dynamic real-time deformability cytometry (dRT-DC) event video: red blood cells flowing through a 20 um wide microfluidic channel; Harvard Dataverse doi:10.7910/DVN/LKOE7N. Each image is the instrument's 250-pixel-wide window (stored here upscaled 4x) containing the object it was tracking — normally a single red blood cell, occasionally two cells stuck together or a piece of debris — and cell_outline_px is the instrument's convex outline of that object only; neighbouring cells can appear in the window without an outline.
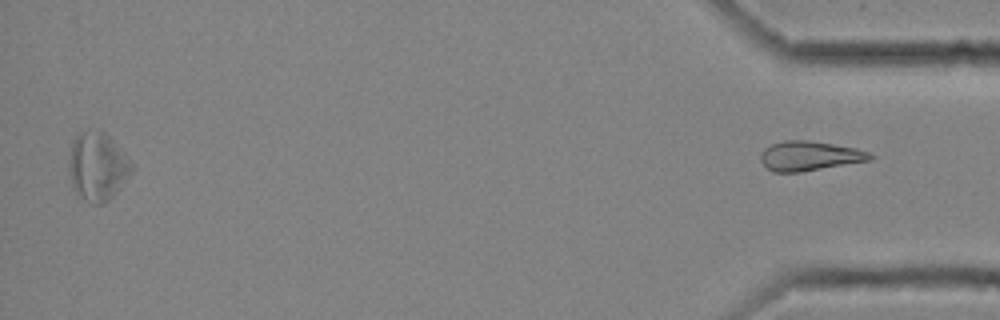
{"species": "common noctule bat (a hibernating species)", "species_latin": "Nyctalus noctula", "temperature_condition": "cold", "stored_images_in_passage": 57, "segment_of_instrument_passage": [2, 2], "camera_frame_rate_fps": 3000, "um_per_image_px": 0.085, "animal": {"sex": "female", "body_mass_g": 25.1}, "frame": {"image": 1, "passage_image": 57, "time_ms": 18.667, "image_size_px": [1000, 320], "cell_outline_px": [[876, 156], [872, 160], [800, 172], [772, 172], [760, 160], [760, 152], [764, 148], [772, 144], [784, 140], [808, 140], [856, 148], [868, 152]], "centroid_in_image_um": [68.81, 13.25], "position_along_channel_um": 366.4, "area_um2": 18.9}}